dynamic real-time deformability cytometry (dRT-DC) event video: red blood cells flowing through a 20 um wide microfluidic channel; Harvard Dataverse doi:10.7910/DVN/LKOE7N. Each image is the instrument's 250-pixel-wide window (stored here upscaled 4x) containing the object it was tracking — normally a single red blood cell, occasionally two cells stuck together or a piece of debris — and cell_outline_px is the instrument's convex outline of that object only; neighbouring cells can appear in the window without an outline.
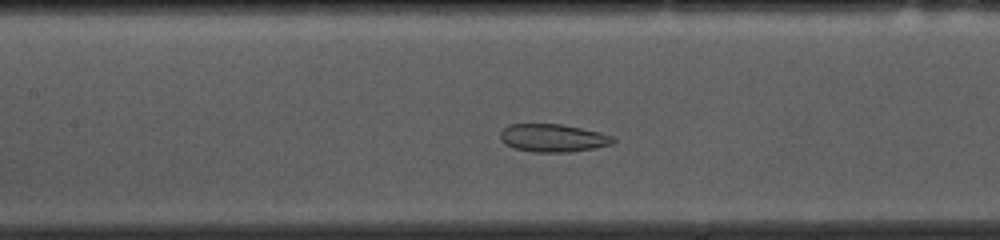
{"species": "common noctule bat (a hibernating species)", "species_latin": "Nyctalus noctula", "temperature_condition": "cold", "stored_images_in_passage": 40, "camera_frame_rate_fps": 3000, "um_per_image_px": 0.085, "animal": {"sex": "female", "body_mass_g": 10.0, "forearm_length_mm": 53.1}, "frame": {"image": 1, "passage_image": 18, "time_ms": 5.667, "image_size_px": [1000, 240], "cell_outline_px": [[616, 140], [612, 144], [596, 148], [572, 152], [532, 152], [512, 148], [504, 144], [500, 140], [500, 132], [508, 124], [560, 124], [600, 132], [612, 136]], "centroid_in_image_um": [46.98, 11.74], "position_along_channel_um": 160.4, "area_um2": 18.55}}
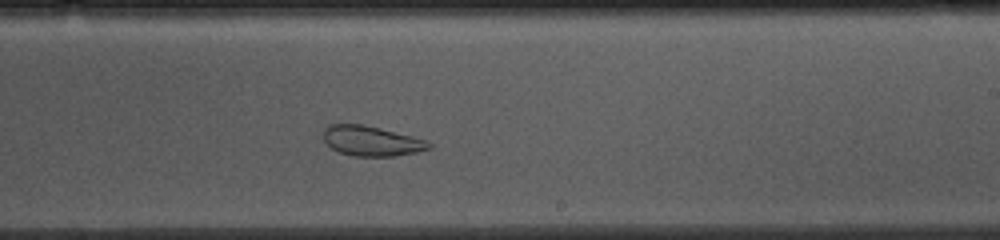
{"frame": {"image": 2, "passage_image": 26, "time_ms": 8.333, "image_size_px": [1000, 240], "cell_outline_px": [[432, 148], [416, 152], [396, 156], [352, 156], [340, 152], [332, 148], [324, 140], [324, 128], [328, 124], [360, 124], [380, 128], [428, 140], [432, 144]], "centroid_in_image_um": [31.6, 11.98], "position_along_channel_um": 257.4, "area_um2": 18.44}}
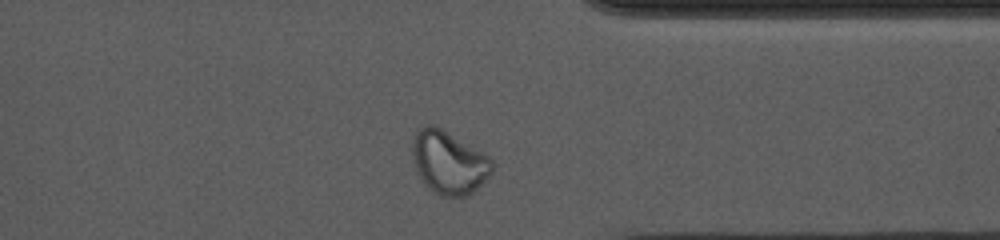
{"frame": {"image": 3, "passage_image": 36, "time_ms": 11.667, "image_size_px": [1000, 240], "cell_outline_px": [[492, 172], [472, 192], [464, 196], [444, 196], [436, 192], [420, 176], [416, 168], [412, 156], [412, 144], [416, 128], [428, 124], [436, 124], [488, 156], [492, 160]], "centroid_in_image_um": [38.13, 13.74], "position_along_channel_um": 373.3, "area_um2": 28.78}, "authors_computed_cell_mechanics": {"area_um2": 20.8369, "velocity_mm_per_s": 3.6487, "shape_relaxation_time_tau1_ms": null, "shape_relaxation_time_tau2_ms": 1.737, "deformation_change_tau1": null, "deformation_change_tau2": 0.0728}}